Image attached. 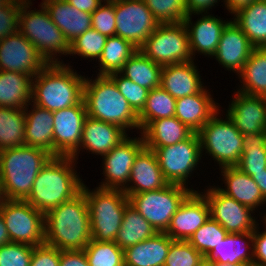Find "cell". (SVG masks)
Masks as SVG:
<instances>
[{
	"label": "cell",
	"instance_id": "cell-1",
	"mask_svg": "<svg viewBox=\"0 0 266 266\" xmlns=\"http://www.w3.org/2000/svg\"><path fill=\"white\" fill-rule=\"evenodd\" d=\"M76 162L72 156H52L37 174L25 201L46 214L73 199L81 192L84 183L75 170Z\"/></svg>",
	"mask_w": 266,
	"mask_h": 266
},
{
	"label": "cell",
	"instance_id": "cell-2",
	"mask_svg": "<svg viewBox=\"0 0 266 266\" xmlns=\"http://www.w3.org/2000/svg\"><path fill=\"white\" fill-rule=\"evenodd\" d=\"M44 221L45 244L60 251L84 250L92 240L88 202L82 191L44 214Z\"/></svg>",
	"mask_w": 266,
	"mask_h": 266
},
{
	"label": "cell",
	"instance_id": "cell-3",
	"mask_svg": "<svg viewBox=\"0 0 266 266\" xmlns=\"http://www.w3.org/2000/svg\"><path fill=\"white\" fill-rule=\"evenodd\" d=\"M67 63H48L32 79V100L49 111L78 105L83 100L85 76Z\"/></svg>",
	"mask_w": 266,
	"mask_h": 266
},
{
	"label": "cell",
	"instance_id": "cell-4",
	"mask_svg": "<svg viewBox=\"0 0 266 266\" xmlns=\"http://www.w3.org/2000/svg\"><path fill=\"white\" fill-rule=\"evenodd\" d=\"M85 78L83 100L91 118L115 124L125 132L139 129L138 115L108 75ZM90 79V80H89Z\"/></svg>",
	"mask_w": 266,
	"mask_h": 266
},
{
	"label": "cell",
	"instance_id": "cell-5",
	"mask_svg": "<svg viewBox=\"0 0 266 266\" xmlns=\"http://www.w3.org/2000/svg\"><path fill=\"white\" fill-rule=\"evenodd\" d=\"M51 157L43 149L26 145L0 151V178L5 199L25 201L37 174Z\"/></svg>",
	"mask_w": 266,
	"mask_h": 266
},
{
	"label": "cell",
	"instance_id": "cell-6",
	"mask_svg": "<svg viewBox=\"0 0 266 266\" xmlns=\"http://www.w3.org/2000/svg\"><path fill=\"white\" fill-rule=\"evenodd\" d=\"M86 186L83 183L81 191L88 202L91 237L99 242H114L129 198L122 189L95 187L91 191Z\"/></svg>",
	"mask_w": 266,
	"mask_h": 266
},
{
	"label": "cell",
	"instance_id": "cell-7",
	"mask_svg": "<svg viewBox=\"0 0 266 266\" xmlns=\"http://www.w3.org/2000/svg\"><path fill=\"white\" fill-rule=\"evenodd\" d=\"M31 5V0H25L21 5L19 32L37 48L48 63H63L58 57L68 55L70 43L42 4L37 11L31 10Z\"/></svg>",
	"mask_w": 266,
	"mask_h": 266
},
{
	"label": "cell",
	"instance_id": "cell-8",
	"mask_svg": "<svg viewBox=\"0 0 266 266\" xmlns=\"http://www.w3.org/2000/svg\"><path fill=\"white\" fill-rule=\"evenodd\" d=\"M220 109L197 132L201 143V153L205 151L216 161L219 168L234 167L240 162L243 150V135Z\"/></svg>",
	"mask_w": 266,
	"mask_h": 266
},
{
	"label": "cell",
	"instance_id": "cell-9",
	"mask_svg": "<svg viewBox=\"0 0 266 266\" xmlns=\"http://www.w3.org/2000/svg\"><path fill=\"white\" fill-rule=\"evenodd\" d=\"M193 191L199 189L168 183L159 190L132 194L129 202L157 232H165L172 216Z\"/></svg>",
	"mask_w": 266,
	"mask_h": 266
},
{
	"label": "cell",
	"instance_id": "cell-10",
	"mask_svg": "<svg viewBox=\"0 0 266 266\" xmlns=\"http://www.w3.org/2000/svg\"><path fill=\"white\" fill-rule=\"evenodd\" d=\"M139 50L162 67L193 60L184 22L159 24Z\"/></svg>",
	"mask_w": 266,
	"mask_h": 266
},
{
	"label": "cell",
	"instance_id": "cell-11",
	"mask_svg": "<svg viewBox=\"0 0 266 266\" xmlns=\"http://www.w3.org/2000/svg\"><path fill=\"white\" fill-rule=\"evenodd\" d=\"M146 148L155 152L163 177L168 183L188 187V178L202 158L198 133L194 132L188 139L170 146Z\"/></svg>",
	"mask_w": 266,
	"mask_h": 266
},
{
	"label": "cell",
	"instance_id": "cell-12",
	"mask_svg": "<svg viewBox=\"0 0 266 266\" xmlns=\"http://www.w3.org/2000/svg\"><path fill=\"white\" fill-rule=\"evenodd\" d=\"M10 242L39 246L45 243L44 214L27 201L5 200L0 207Z\"/></svg>",
	"mask_w": 266,
	"mask_h": 266
},
{
	"label": "cell",
	"instance_id": "cell-13",
	"mask_svg": "<svg viewBox=\"0 0 266 266\" xmlns=\"http://www.w3.org/2000/svg\"><path fill=\"white\" fill-rule=\"evenodd\" d=\"M114 10L116 35L138 49L159 25L143 0H114Z\"/></svg>",
	"mask_w": 266,
	"mask_h": 266
},
{
	"label": "cell",
	"instance_id": "cell-14",
	"mask_svg": "<svg viewBox=\"0 0 266 266\" xmlns=\"http://www.w3.org/2000/svg\"><path fill=\"white\" fill-rule=\"evenodd\" d=\"M201 193H204L203 195L207 199L210 217L217 221L228 233L237 234L255 230L258 221L252 216L255 213L252 209L226 196L215 185H209Z\"/></svg>",
	"mask_w": 266,
	"mask_h": 266
},
{
	"label": "cell",
	"instance_id": "cell-15",
	"mask_svg": "<svg viewBox=\"0 0 266 266\" xmlns=\"http://www.w3.org/2000/svg\"><path fill=\"white\" fill-rule=\"evenodd\" d=\"M145 147L143 137L128 135L109 153L102 155V169L105 177L100 188L123 189L129 181L135 157Z\"/></svg>",
	"mask_w": 266,
	"mask_h": 266
},
{
	"label": "cell",
	"instance_id": "cell-16",
	"mask_svg": "<svg viewBox=\"0 0 266 266\" xmlns=\"http://www.w3.org/2000/svg\"><path fill=\"white\" fill-rule=\"evenodd\" d=\"M48 62L19 31L0 39V71L25 73L32 78Z\"/></svg>",
	"mask_w": 266,
	"mask_h": 266
},
{
	"label": "cell",
	"instance_id": "cell-17",
	"mask_svg": "<svg viewBox=\"0 0 266 266\" xmlns=\"http://www.w3.org/2000/svg\"><path fill=\"white\" fill-rule=\"evenodd\" d=\"M54 118V156H71L80 146L85 119L84 100L74 105L52 112Z\"/></svg>",
	"mask_w": 266,
	"mask_h": 266
},
{
	"label": "cell",
	"instance_id": "cell-18",
	"mask_svg": "<svg viewBox=\"0 0 266 266\" xmlns=\"http://www.w3.org/2000/svg\"><path fill=\"white\" fill-rule=\"evenodd\" d=\"M209 217L207 199L200 191H193L172 216L165 233L172 240L188 241Z\"/></svg>",
	"mask_w": 266,
	"mask_h": 266
},
{
	"label": "cell",
	"instance_id": "cell-19",
	"mask_svg": "<svg viewBox=\"0 0 266 266\" xmlns=\"http://www.w3.org/2000/svg\"><path fill=\"white\" fill-rule=\"evenodd\" d=\"M226 111L242 135L266 131V97L234 91Z\"/></svg>",
	"mask_w": 266,
	"mask_h": 266
},
{
	"label": "cell",
	"instance_id": "cell-20",
	"mask_svg": "<svg viewBox=\"0 0 266 266\" xmlns=\"http://www.w3.org/2000/svg\"><path fill=\"white\" fill-rule=\"evenodd\" d=\"M194 15H201L200 18L193 23L192 14L187 15L184 19L188 35H189V48L193 60L195 53L213 57L216 53L221 34L226 25L231 20H223L220 17L216 18L210 13H195Z\"/></svg>",
	"mask_w": 266,
	"mask_h": 266
},
{
	"label": "cell",
	"instance_id": "cell-21",
	"mask_svg": "<svg viewBox=\"0 0 266 266\" xmlns=\"http://www.w3.org/2000/svg\"><path fill=\"white\" fill-rule=\"evenodd\" d=\"M254 47L243 31L231 21L224 28L215 55L217 62L238 75L252 52Z\"/></svg>",
	"mask_w": 266,
	"mask_h": 266
},
{
	"label": "cell",
	"instance_id": "cell-22",
	"mask_svg": "<svg viewBox=\"0 0 266 266\" xmlns=\"http://www.w3.org/2000/svg\"><path fill=\"white\" fill-rule=\"evenodd\" d=\"M121 127L87 116L84 122L79 148L71 155L76 161L80 151L104 155L116 147L126 136Z\"/></svg>",
	"mask_w": 266,
	"mask_h": 266
},
{
	"label": "cell",
	"instance_id": "cell-23",
	"mask_svg": "<svg viewBox=\"0 0 266 266\" xmlns=\"http://www.w3.org/2000/svg\"><path fill=\"white\" fill-rule=\"evenodd\" d=\"M167 184L155 152L144 147L135 157L128 184L122 190L129 198L132 194L159 190Z\"/></svg>",
	"mask_w": 266,
	"mask_h": 266
},
{
	"label": "cell",
	"instance_id": "cell-24",
	"mask_svg": "<svg viewBox=\"0 0 266 266\" xmlns=\"http://www.w3.org/2000/svg\"><path fill=\"white\" fill-rule=\"evenodd\" d=\"M194 60L162 67L160 86L179 99L199 93L205 86Z\"/></svg>",
	"mask_w": 266,
	"mask_h": 266
},
{
	"label": "cell",
	"instance_id": "cell-25",
	"mask_svg": "<svg viewBox=\"0 0 266 266\" xmlns=\"http://www.w3.org/2000/svg\"><path fill=\"white\" fill-rule=\"evenodd\" d=\"M220 169L222 181L225 184L224 188L216 186L220 192L253 211L266 204L258 185L251 176L241 171L237 166Z\"/></svg>",
	"mask_w": 266,
	"mask_h": 266
},
{
	"label": "cell",
	"instance_id": "cell-26",
	"mask_svg": "<svg viewBox=\"0 0 266 266\" xmlns=\"http://www.w3.org/2000/svg\"><path fill=\"white\" fill-rule=\"evenodd\" d=\"M41 4L69 43L92 28V14L76 9L65 0H42Z\"/></svg>",
	"mask_w": 266,
	"mask_h": 266
},
{
	"label": "cell",
	"instance_id": "cell-27",
	"mask_svg": "<svg viewBox=\"0 0 266 266\" xmlns=\"http://www.w3.org/2000/svg\"><path fill=\"white\" fill-rule=\"evenodd\" d=\"M218 104L205 86L199 93L176 99L174 116L197 133L218 111Z\"/></svg>",
	"mask_w": 266,
	"mask_h": 266
},
{
	"label": "cell",
	"instance_id": "cell-28",
	"mask_svg": "<svg viewBox=\"0 0 266 266\" xmlns=\"http://www.w3.org/2000/svg\"><path fill=\"white\" fill-rule=\"evenodd\" d=\"M30 109L28 110V108ZM25 111V145L43 149L54 156L52 111L30 102Z\"/></svg>",
	"mask_w": 266,
	"mask_h": 266
},
{
	"label": "cell",
	"instance_id": "cell-29",
	"mask_svg": "<svg viewBox=\"0 0 266 266\" xmlns=\"http://www.w3.org/2000/svg\"><path fill=\"white\" fill-rule=\"evenodd\" d=\"M165 232H157L124 250V266H164L171 242Z\"/></svg>",
	"mask_w": 266,
	"mask_h": 266
},
{
	"label": "cell",
	"instance_id": "cell-30",
	"mask_svg": "<svg viewBox=\"0 0 266 266\" xmlns=\"http://www.w3.org/2000/svg\"><path fill=\"white\" fill-rule=\"evenodd\" d=\"M221 264H245L253 262V232L228 235L205 257Z\"/></svg>",
	"mask_w": 266,
	"mask_h": 266
},
{
	"label": "cell",
	"instance_id": "cell-31",
	"mask_svg": "<svg viewBox=\"0 0 266 266\" xmlns=\"http://www.w3.org/2000/svg\"><path fill=\"white\" fill-rule=\"evenodd\" d=\"M140 133L145 147H164L188 139L194 131L173 116L151 121Z\"/></svg>",
	"mask_w": 266,
	"mask_h": 266
},
{
	"label": "cell",
	"instance_id": "cell-32",
	"mask_svg": "<svg viewBox=\"0 0 266 266\" xmlns=\"http://www.w3.org/2000/svg\"><path fill=\"white\" fill-rule=\"evenodd\" d=\"M32 79L25 73L0 71V106L26 108L32 100Z\"/></svg>",
	"mask_w": 266,
	"mask_h": 266
},
{
	"label": "cell",
	"instance_id": "cell-33",
	"mask_svg": "<svg viewBox=\"0 0 266 266\" xmlns=\"http://www.w3.org/2000/svg\"><path fill=\"white\" fill-rule=\"evenodd\" d=\"M232 20L254 48H266V0H256L242 8Z\"/></svg>",
	"mask_w": 266,
	"mask_h": 266
},
{
	"label": "cell",
	"instance_id": "cell-34",
	"mask_svg": "<svg viewBox=\"0 0 266 266\" xmlns=\"http://www.w3.org/2000/svg\"><path fill=\"white\" fill-rule=\"evenodd\" d=\"M239 92L266 97V48H254L238 74Z\"/></svg>",
	"mask_w": 266,
	"mask_h": 266
},
{
	"label": "cell",
	"instance_id": "cell-35",
	"mask_svg": "<svg viewBox=\"0 0 266 266\" xmlns=\"http://www.w3.org/2000/svg\"><path fill=\"white\" fill-rule=\"evenodd\" d=\"M157 233L154 227L129 203L124 211L122 225L115 243L123 250Z\"/></svg>",
	"mask_w": 266,
	"mask_h": 266
},
{
	"label": "cell",
	"instance_id": "cell-36",
	"mask_svg": "<svg viewBox=\"0 0 266 266\" xmlns=\"http://www.w3.org/2000/svg\"><path fill=\"white\" fill-rule=\"evenodd\" d=\"M161 70V65L152 61L138 49L123 65L119 73L150 91L160 86Z\"/></svg>",
	"mask_w": 266,
	"mask_h": 266
},
{
	"label": "cell",
	"instance_id": "cell-37",
	"mask_svg": "<svg viewBox=\"0 0 266 266\" xmlns=\"http://www.w3.org/2000/svg\"><path fill=\"white\" fill-rule=\"evenodd\" d=\"M138 48L120 36H110L106 40L104 49L98 59L100 67L97 75H109L119 72L128 59Z\"/></svg>",
	"mask_w": 266,
	"mask_h": 266
},
{
	"label": "cell",
	"instance_id": "cell-38",
	"mask_svg": "<svg viewBox=\"0 0 266 266\" xmlns=\"http://www.w3.org/2000/svg\"><path fill=\"white\" fill-rule=\"evenodd\" d=\"M25 146V111L0 106V151Z\"/></svg>",
	"mask_w": 266,
	"mask_h": 266
},
{
	"label": "cell",
	"instance_id": "cell-39",
	"mask_svg": "<svg viewBox=\"0 0 266 266\" xmlns=\"http://www.w3.org/2000/svg\"><path fill=\"white\" fill-rule=\"evenodd\" d=\"M176 99L161 86L148 92L142 111L138 114L140 132L154 120L169 118L175 115Z\"/></svg>",
	"mask_w": 266,
	"mask_h": 266
},
{
	"label": "cell",
	"instance_id": "cell-40",
	"mask_svg": "<svg viewBox=\"0 0 266 266\" xmlns=\"http://www.w3.org/2000/svg\"><path fill=\"white\" fill-rule=\"evenodd\" d=\"M237 167L249 176L266 172V131L243 135V150Z\"/></svg>",
	"mask_w": 266,
	"mask_h": 266
},
{
	"label": "cell",
	"instance_id": "cell-41",
	"mask_svg": "<svg viewBox=\"0 0 266 266\" xmlns=\"http://www.w3.org/2000/svg\"><path fill=\"white\" fill-rule=\"evenodd\" d=\"M84 252L89 266H124V250L115 242L92 239Z\"/></svg>",
	"mask_w": 266,
	"mask_h": 266
},
{
	"label": "cell",
	"instance_id": "cell-42",
	"mask_svg": "<svg viewBox=\"0 0 266 266\" xmlns=\"http://www.w3.org/2000/svg\"><path fill=\"white\" fill-rule=\"evenodd\" d=\"M227 235L228 232L217 221L209 217L188 242L206 257Z\"/></svg>",
	"mask_w": 266,
	"mask_h": 266
},
{
	"label": "cell",
	"instance_id": "cell-43",
	"mask_svg": "<svg viewBox=\"0 0 266 266\" xmlns=\"http://www.w3.org/2000/svg\"><path fill=\"white\" fill-rule=\"evenodd\" d=\"M107 36L99 33L97 30L89 29L77 37L70 43V50L68 55H78L81 58H91L90 60L99 59L104 46L106 44Z\"/></svg>",
	"mask_w": 266,
	"mask_h": 266
},
{
	"label": "cell",
	"instance_id": "cell-44",
	"mask_svg": "<svg viewBox=\"0 0 266 266\" xmlns=\"http://www.w3.org/2000/svg\"><path fill=\"white\" fill-rule=\"evenodd\" d=\"M159 24L181 23L187 17L186 0H143Z\"/></svg>",
	"mask_w": 266,
	"mask_h": 266
},
{
	"label": "cell",
	"instance_id": "cell-45",
	"mask_svg": "<svg viewBox=\"0 0 266 266\" xmlns=\"http://www.w3.org/2000/svg\"><path fill=\"white\" fill-rule=\"evenodd\" d=\"M204 256L188 241L173 240L164 266H198Z\"/></svg>",
	"mask_w": 266,
	"mask_h": 266
},
{
	"label": "cell",
	"instance_id": "cell-46",
	"mask_svg": "<svg viewBox=\"0 0 266 266\" xmlns=\"http://www.w3.org/2000/svg\"><path fill=\"white\" fill-rule=\"evenodd\" d=\"M108 76L115 82L119 92L138 115L144 108L149 90L139 86L119 72L109 74Z\"/></svg>",
	"mask_w": 266,
	"mask_h": 266
},
{
	"label": "cell",
	"instance_id": "cell-47",
	"mask_svg": "<svg viewBox=\"0 0 266 266\" xmlns=\"http://www.w3.org/2000/svg\"><path fill=\"white\" fill-rule=\"evenodd\" d=\"M34 246L8 243L0 246V266H30Z\"/></svg>",
	"mask_w": 266,
	"mask_h": 266
},
{
	"label": "cell",
	"instance_id": "cell-48",
	"mask_svg": "<svg viewBox=\"0 0 266 266\" xmlns=\"http://www.w3.org/2000/svg\"><path fill=\"white\" fill-rule=\"evenodd\" d=\"M92 29L107 37L116 35L114 0L103 1L92 13Z\"/></svg>",
	"mask_w": 266,
	"mask_h": 266
},
{
	"label": "cell",
	"instance_id": "cell-49",
	"mask_svg": "<svg viewBox=\"0 0 266 266\" xmlns=\"http://www.w3.org/2000/svg\"><path fill=\"white\" fill-rule=\"evenodd\" d=\"M25 0H11L0 7V39L9 37L19 31V14Z\"/></svg>",
	"mask_w": 266,
	"mask_h": 266
},
{
	"label": "cell",
	"instance_id": "cell-50",
	"mask_svg": "<svg viewBox=\"0 0 266 266\" xmlns=\"http://www.w3.org/2000/svg\"><path fill=\"white\" fill-rule=\"evenodd\" d=\"M60 250L47 244L34 246L30 266H59Z\"/></svg>",
	"mask_w": 266,
	"mask_h": 266
},
{
	"label": "cell",
	"instance_id": "cell-51",
	"mask_svg": "<svg viewBox=\"0 0 266 266\" xmlns=\"http://www.w3.org/2000/svg\"><path fill=\"white\" fill-rule=\"evenodd\" d=\"M259 224L253 231V262L266 265V226L264 231H261Z\"/></svg>",
	"mask_w": 266,
	"mask_h": 266
},
{
	"label": "cell",
	"instance_id": "cell-52",
	"mask_svg": "<svg viewBox=\"0 0 266 266\" xmlns=\"http://www.w3.org/2000/svg\"><path fill=\"white\" fill-rule=\"evenodd\" d=\"M59 266H89L84 250L60 251Z\"/></svg>",
	"mask_w": 266,
	"mask_h": 266
},
{
	"label": "cell",
	"instance_id": "cell-53",
	"mask_svg": "<svg viewBox=\"0 0 266 266\" xmlns=\"http://www.w3.org/2000/svg\"><path fill=\"white\" fill-rule=\"evenodd\" d=\"M220 0H186L187 15L195 13H209L208 10L217 5Z\"/></svg>",
	"mask_w": 266,
	"mask_h": 266
},
{
	"label": "cell",
	"instance_id": "cell-54",
	"mask_svg": "<svg viewBox=\"0 0 266 266\" xmlns=\"http://www.w3.org/2000/svg\"><path fill=\"white\" fill-rule=\"evenodd\" d=\"M71 6H74L78 10H82L88 13H93L99 5L103 2L102 0H65Z\"/></svg>",
	"mask_w": 266,
	"mask_h": 266
},
{
	"label": "cell",
	"instance_id": "cell-55",
	"mask_svg": "<svg viewBox=\"0 0 266 266\" xmlns=\"http://www.w3.org/2000/svg\"><path fill=\"white\" fill-rule=\"evenodd\" d=\"M256 0H223V4L226 7V10L229 11L230 14L234 15L236 12L241 10L242 8L249 6L251 3Z\"/></svg>",
	"mask_w": 266,
	"mask_h": 266
},
{
	"label": "cell",
	"instance_id": "cell-56",
	"mask_svg": "<svg viewBox=\"0 0 266 266\" xmlns=\"http://www.w3.org/2000/svg\"><path fill=\"white\" fill-rule=\"evenodd\" d=\"M255 183L258 185L261 194L266 202V172L256 173L251 176Z\"/></svg>",
	"mask_w": 266,
	"mask_h": 266
},
{
	"label": "cell",
	"instance_id": "cell-57",
	"mask_svg": "<svg viewBox=\"0 0 266 266\" xmlns=\"http://www.w3.org/2000/svg\"><path fill=\"white\" fill-rule=\"evenodd\" d=\"M10 243L5 221L0 213V246Z\"/></svg>",
	"mask_w": 266,
	"mask_h": 266
},
{
	"label": "cell",
	"instance_id": "cell-58",
	"mask_svg": "<svg viewBox=\"0 0 266 266\" xmlns=\"http://www.w3.org/2000/svg\"><path fill=\"white\" fill-rule=\"evenodd\" d=\"M198 266H215V262L208 260L204 257Z\"/></svg>",
	"mask_w": 266,
	"mask_h": 266
},
{
	"label": "cell",
	"instance_id": "cell-59",
	"mask_svg": "<svg viewBox=\"0 0 266 266\" xmlns=\"http://www.w3.org/2000/svg\"><path fill=\"white\" fill-rule=\"evenodd\" d=\"M5 196L3 194V189H2V182L0 178V207L2 206L3 202L5 201Z\"/></svg>",
	"mask_w": 266,
	"mask_h": 266
},
{
	"label": "cell",
	"instance_id": "cell-60",
	"mask_svg": "<svg viewBox=\"0 0 266 266\" xmlns=\"http://www.w3.org/2000/svg\"><path fill=\"white\" fill-rule=\"evenodd\" d=\"M215 266H248V265H245V264H221V263H218V262H215Z\"/></svg>",
	"mask_w": 266,
	"mask_h": 266
},
{
	"label": "cell",
	"instance_id": "cell-61",
	"mask_svg": "<svg viewBox=\"0 0 266 266\" xmlns=\"http://www.w3.org/2000/svg\"><path fill=\"white\" fill-rule=\"evenodd\" d=\"M11 0H0V7L6 6Z\"/></svg>",
	"mask_w": 266,
	"mask_h": 266
},
{
	"label": "cell",
	"instance_id": "cell-62",
	"mask_svg": "<svg viewBox=\"0 0 266 266\" xmlns=\"http://www.w3.org/2000/svg\"><path fill=\"white\" fill-rule=\"evenodd\" d=\"M248 266H266V265H262V264H259V263H256V262H252Z\"/></svg>",
	"mask_w": 266,
	"mask_h": 266
},
{
	"label": "cell",
	"instance_id": "cell-63",
	"mask_svg": "<svg viewBox=\"0 0 266 266\" xmlns=\"http://www.w3.org/2000/svg\"><path fill=\"white\" fill-rule=\"evenodd\" d=\"M262 219H263V220H260V221H262V222L264 221V222H263V223H264L263 226H264V225L266 226V213L264 214V216L262 217Z\"/></svg>",
	"mask_w": 266,
	"mask_h": 266
}]
</instances>
